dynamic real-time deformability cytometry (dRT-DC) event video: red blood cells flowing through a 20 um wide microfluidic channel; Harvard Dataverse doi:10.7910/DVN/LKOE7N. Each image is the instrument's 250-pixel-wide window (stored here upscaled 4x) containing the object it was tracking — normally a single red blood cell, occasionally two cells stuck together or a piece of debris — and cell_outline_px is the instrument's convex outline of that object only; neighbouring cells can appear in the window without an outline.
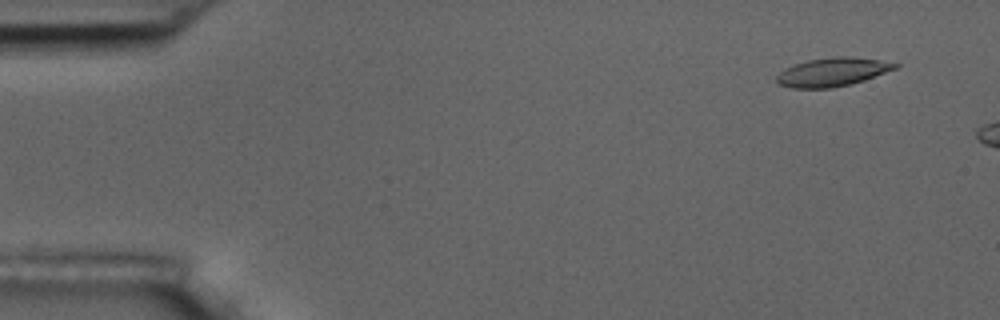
{"species": "common noctule bat (a hibernating species)", "species_latin": "Nyctalus noctula", "temperature_condition": "room temperature", "stored_images_in_passage": 3, "camera_frame_rate_fps": 3000, "um_per_image_px": 0.085, "animal": {"sex": "male", "body_mass_g": 17.5, "forearm_length_mm": 52.3}, "frame": {"image": 1, "passage_image": 1, "time_ms": 0.0, "image_size_px": [1000, 320], "cell_outline_px": [[900, 64], [896, 68], [864, 80], [852, 84], [832, 88], [792, 88], [780, 84], [776, 80], [776, 76], [784, 68], [808, 60], [836, 56], [844, 56], [880, 60]], "centroid_in_image_um": [70.74, 6.13], "position_along_channel_um": 14.3, "area_um2": 19.54}}